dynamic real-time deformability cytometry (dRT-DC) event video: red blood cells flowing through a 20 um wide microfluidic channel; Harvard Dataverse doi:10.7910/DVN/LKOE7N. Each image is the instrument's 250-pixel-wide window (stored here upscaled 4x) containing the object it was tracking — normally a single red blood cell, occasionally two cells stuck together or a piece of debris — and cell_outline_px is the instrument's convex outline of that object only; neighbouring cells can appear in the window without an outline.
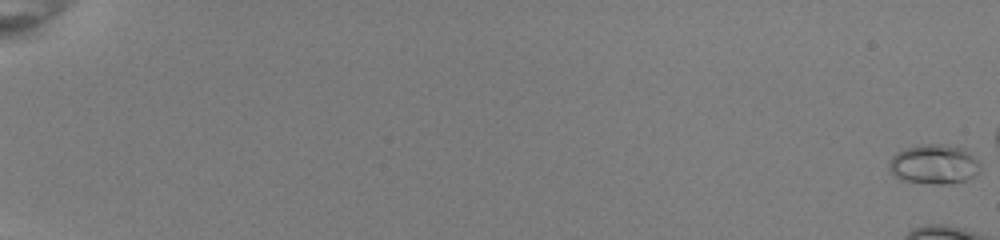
{"species": "common noctule bat (a hibernating species)", "species_latin": "Nyctalus noctula", "temperature_condition": "room temperature", "stored_images_in_passage": 55, "camera_frame_rate_fps": 3000, "um_per_image_px": 0.085, "animal": {"sex": "female", "body_mass_g": 22.0, "forearm_length_mm": 56.7}, "frame": {"image": 1, "passage_image": 1, "time_ms": 0.0, "image_size_px": [1000, 240], "cell_outline_px": [[980, 172], [968, 180], [948, 184], [932, 184], [900, 180], [892, 176], [888, 168], [888, 160], [896, 152], [904, 148], [920, 144], [936, 144], [960, 148], [968, 152], [980, 164]], "centroid_in_image_um": [79.33, 13.99], "position_along_channel_um": 5.7, "area_um2": 21.27}, "authors_computed_cell_mechanics": {"area_um2": 18.207, "velocity_mm_per_s": 4.018, "shape_relaxation_time_tau1_ms": 2.878, "shape_relaxation_time_tau2_ms": 0.8407, "deformation_change_tau1": 0.0938, "deformation_change_tau2": 0.0405}}